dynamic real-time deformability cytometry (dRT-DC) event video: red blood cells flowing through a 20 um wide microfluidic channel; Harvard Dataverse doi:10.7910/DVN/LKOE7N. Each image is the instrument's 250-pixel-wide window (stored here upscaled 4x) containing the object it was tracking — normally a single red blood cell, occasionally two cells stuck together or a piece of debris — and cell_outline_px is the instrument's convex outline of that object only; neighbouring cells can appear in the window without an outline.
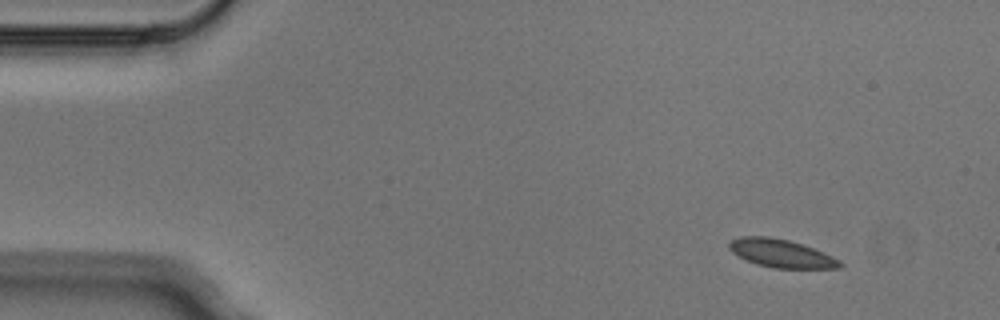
{"species": "Egyptian fruit bat (a non-hibernating species)", "species_latin": "Rousettus aegyptiacus", "temperature_condition": "cold", "stored_images_in_passage": 7, "camera_frame_rate_fps": 3000, "um_per_image_px": 0.085, "animal": {"sex": "male"}, "frame": {"image": 1, "passage_image": 1, "time_ms": 0.0, "image_size_px": [1000, 320], "cell_outline_px": [[844, 264], [840, 268], [772, 268], [756, 264], [732, 252], [728, 248], [728, 244], [732, 240], [740, 236], [768, 236], [788, 240], [812, 248], [832, 256], [840, 260]], "centroid_in_image_um": [66.4, 21.54], "position_along_channel_um": 18.6, "area_um2": 17.98}}
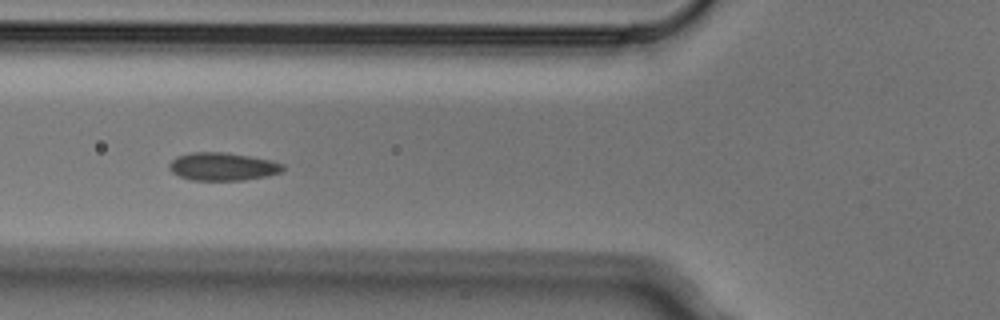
{"frame": {"image": 2, "passage_image": 5, "time_ms": 1.333, "image_size_px": [1000, 320], "cell_outline_px": [[284, 168], [280, 172], [268, 176], [244, 180], [188, 180], [172, 172], [168, 168], [168, 164], [176, 156], [192, 152], [224, 152], [272, 160], [284, 164]], "centroid_in_image_um": [18.91, 14.16], "position_along_channel_um": 106.9, "area_um2": 18.61}}
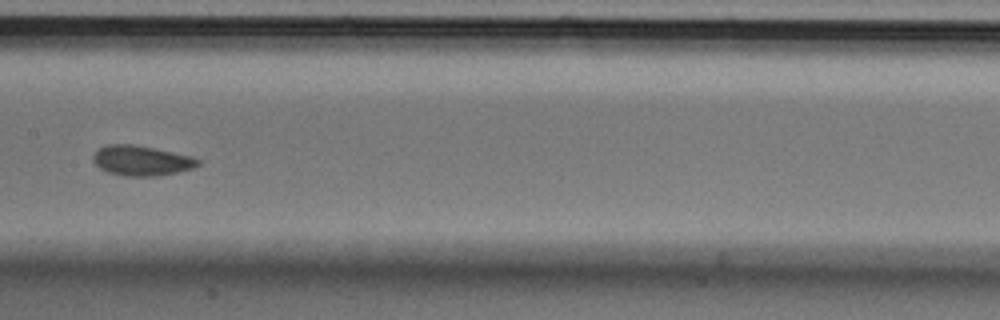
{"frame": {"image": 3, "passage_image": 7, "time_ms": 2.0, "image_size_px": [1000, 320], "cell_outline_px": [[200, 164], [192, 168], [160, 176], [124, 176], [108, 172], [100, 168], [92, 160], [92, 156], [100, 148], [108, 144], [132, 144], [192, 156], [200, 160]], "centroid_in_image_um": [12.02, 13.66], "position_along_channel_um": 195.4, "area_um2": 18.21}}